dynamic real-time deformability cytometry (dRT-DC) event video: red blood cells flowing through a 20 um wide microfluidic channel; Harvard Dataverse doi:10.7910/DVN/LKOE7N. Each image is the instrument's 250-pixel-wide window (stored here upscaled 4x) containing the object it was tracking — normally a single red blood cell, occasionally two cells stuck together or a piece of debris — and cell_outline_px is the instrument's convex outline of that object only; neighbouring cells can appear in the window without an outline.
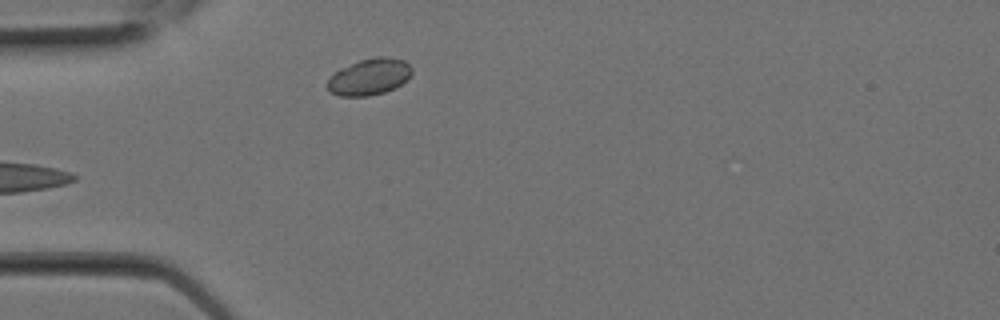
{"species": "Egyptian fruit bat (a non-hibernating species)", "species_latin": "Rousettus aegyptiacus", "temperature_condition": "room temperature", "stored_images_in_passage": 3, "camera_frame_rate_fps": 3000, "um_per_image_px": 0.085, "animal": {"sex": "female"}, "frame": {"image": 1, "passage_image": 3, "time_ms": 0.667, "image_size_px": [1000, 320], "cell_outline_px": [[412, 72], [400, 84], [384, 92], [368, 96], [340, 96], [328, 92], [324, 84], [340, 68], [360, 60], [376, 56], [388, 56], [404, 60], [412, 68]], "centroid_in_image_um": [31.34, 6.52], "position_along_channel_um": 53.7, "area_um2": 17.92}}